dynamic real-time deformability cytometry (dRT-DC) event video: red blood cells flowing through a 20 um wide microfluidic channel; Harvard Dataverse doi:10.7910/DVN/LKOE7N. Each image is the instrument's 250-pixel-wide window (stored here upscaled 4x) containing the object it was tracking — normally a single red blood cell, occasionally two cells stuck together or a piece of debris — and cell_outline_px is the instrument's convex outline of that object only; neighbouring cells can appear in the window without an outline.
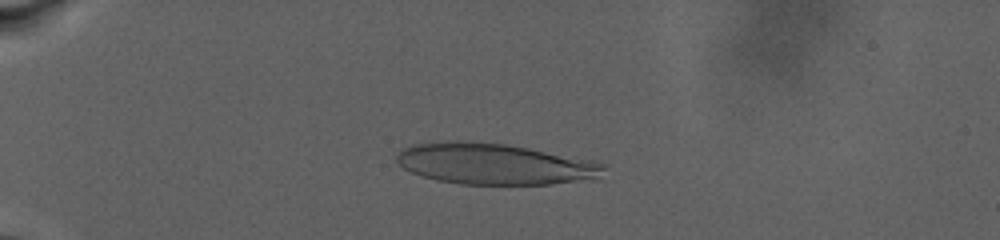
{"species": "human", "species_latin": "Homo sapiens", "temperature_condition": "warm", "stored_images_in_passage": 25, "camera_frame_rate_fps": 3000, "um_per_image_px": 0.085, "donor": {"sex": "male"}, "frame": {"image": 1, "passage_image": 8, "time_ms": 7.0, "image_size_px": [1000, 240], "cell_outline_px": [[608, 164], [600, 180], [552, 184], [460, 184], [436, 180], [412, 172], [404, 168], [396, 160], [396, 156], [404, 148], [412, 144], [456, 140], [504, 144], [528, 148]], "centroid_in_image_um": [42.11, 13.95], "position_along_channel_um": 42.9, "area_um2": 49.65}}
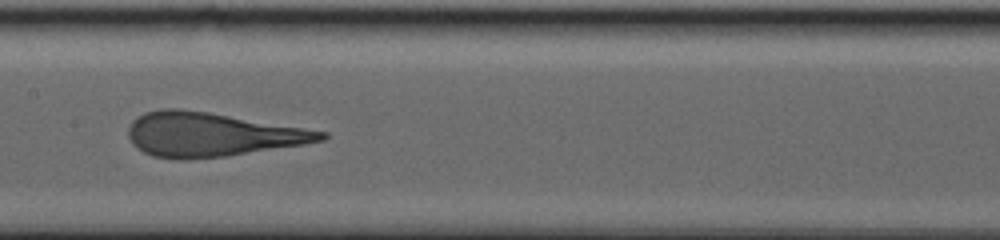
{"frame": {"image": 2, "passage_image": 18, "time_ms": 14.667, "image_size_px": [1000, 240], "cell_outline_px": [[328, 136], [324, 140], [304, 144], [228, 156], [188, 160], [152, 156], [136, 148], [132, 144], [128, 136], [128, 128], [132, 120], [144, 112], [160, 108], [180, 108], [208, 112], [328, 132]], "centroid_in_image_um": [17.93, 11.43], "position_along_channel_um": 189.5, "area_um2": 49.48}}
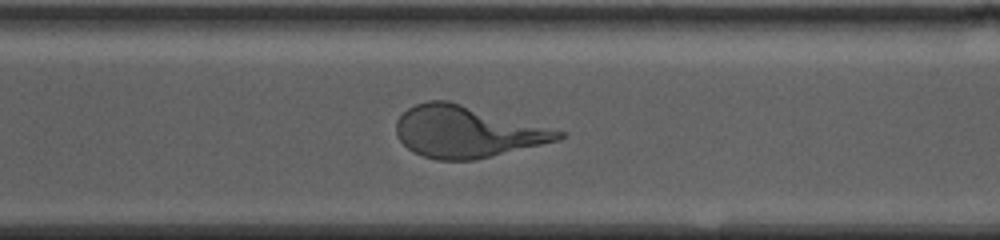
{"frame": {"image": 3, "passage_image": 25, "time_ms": 20.0, "image_size_px": [1000, 240], "cell_outline_px": [[564, 136], [560, 140], [476, 160], [436, 160], [412, 152], [396, 136], [396, 120], [408, 108], [416, 104], [428, 100], [448, 100], [564, 132]], "centroid_in_image_um": [39.64, 11.21], "position_along_channel_um": 331.0, "area_um2": 48.44}}